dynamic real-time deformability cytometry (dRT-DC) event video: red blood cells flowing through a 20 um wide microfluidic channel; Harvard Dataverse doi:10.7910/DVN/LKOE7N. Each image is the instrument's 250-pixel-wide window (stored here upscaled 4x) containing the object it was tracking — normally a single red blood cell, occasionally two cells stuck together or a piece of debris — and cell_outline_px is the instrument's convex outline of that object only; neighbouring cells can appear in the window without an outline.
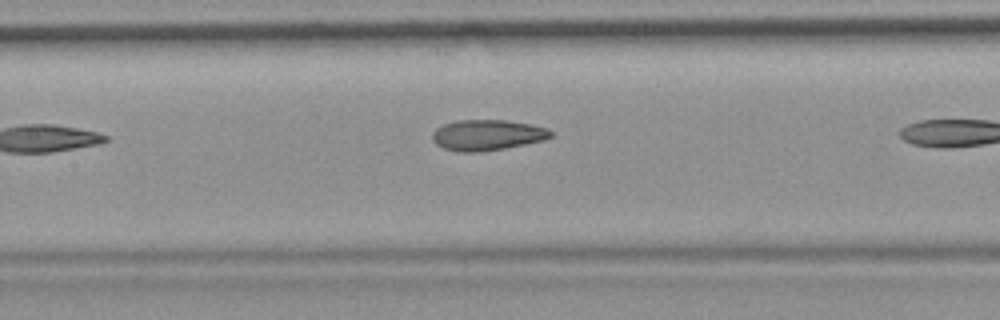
{"species": "common noctule bat (a hibernating species)", "species_latin": "Nyctalus noctula", "temperature_condition": "room temperature", "stored_images_in_passage": 8, "camera_frame_rate_fps": 3000, "um_per_image_px": 0.085, "animal": {"sex": "female", "body_mass_g": 19.9}, "frame": {"image": 1, "passage_image": 7, "time_ms": 7.0, "image_size_px": [1000, 320], "cell_outline_px": [[552, 136], [544, 140], [504, 148], [480, 152], [460, 152], [444, 148], [436, 144], [432, 140], [432, 132], [436, 128], [444, 124], [456, 120], [504, 120], [532, 124], [548, 128], [552, 132]], "centroid_in_image_um": [41.4, 11.47], "position_along_channel_um": 166.0, "area_um2": 21.21}}